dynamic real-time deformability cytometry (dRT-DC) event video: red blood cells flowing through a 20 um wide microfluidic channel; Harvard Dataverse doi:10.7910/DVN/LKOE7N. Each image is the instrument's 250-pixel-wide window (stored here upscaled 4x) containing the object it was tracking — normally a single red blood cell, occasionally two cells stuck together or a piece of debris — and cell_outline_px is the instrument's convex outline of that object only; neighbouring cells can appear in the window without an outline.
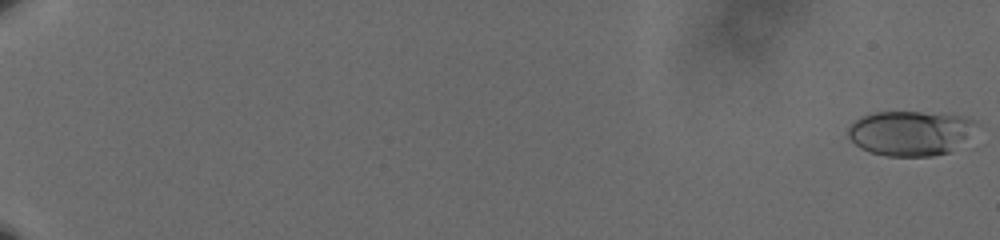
{"species": "human", "species_latin": "Homo sapiens", "temperature_condition": "cold", "stored_images_in_passage": 62, "camera_frame_rate_fps": 3000, "um_per_image_px": 0.085, "donor": {"sex": "male"}, "frame": {"image": 1, "passage_image": 1, "time_ms": 0.0, "image_size_px": [1000, 240], "cell_outline_px": [[980, 124], [948, 152], [932, 156], [888, 156], [868, 152], [860, 148], [848, 136], [848, 128], [860, 116], [876, 112], [948, 112], [964, 116], [976, 120]], "centroid_in_image_um": [77.38, 11.28], "position_along_channel_um": 7.6, "area_um2": 33.58}}
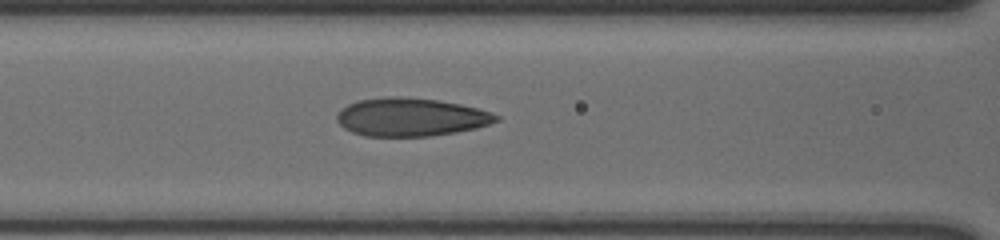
{"frame": {"image": 2, "passage_image": 31, "time_ms": 10.0, "image_size_px": [1000, 240], "cell_outline_px": [[500, 120], [476, 128], [456, 132], [432, 136], [364, 136], [352, 132], [344, 128], [336, 120], [336, 116], [348, 104], [360, 100], [388, 96], [404, 96], [436, 100], [460, 104], [492, 112], [500, 116]], "centroid_in_image_um": [34.93, 9.95], "position_along_channel_um": 131.7, "area_um2": 35.43}}
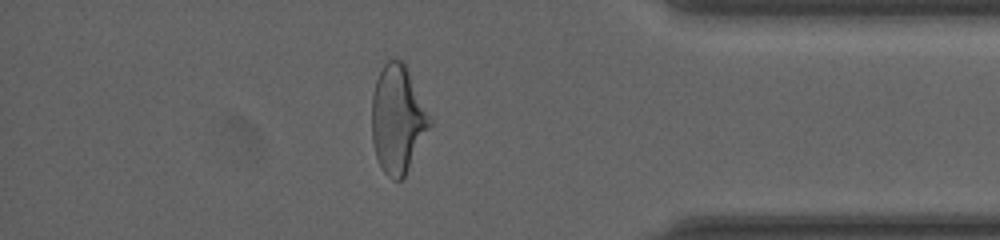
{"frame": {"image": 3, "passage_image": 55, "time_ms": 18.0, "image_size_px": [1000, 240], "cell_outline_px": [[432, 124], [404, 176], [400, 180], [392, 180], [384, 172], [376, 156], [372, 140], [372, 96], [376, 80], [384, 64], [388, 60], [400, 60], [404, 64], [432, 120]], "centroid_in_image_um": [33.79, 10.16], "position_along_channel_um": 401.4, "area_um2": 35.72}, "authors_computed_cell_mechanics": {"area_um2": 34.5933, "velocity_mm_per_s": 3.5963, "shape_relaxation_time_tau1_ms": 4.8578, "shape_relaxation_time_tau2_ms": 0.9636, "deformation_change_tau1": 0.1718, "deformation_change_tau2": 0.0719}}